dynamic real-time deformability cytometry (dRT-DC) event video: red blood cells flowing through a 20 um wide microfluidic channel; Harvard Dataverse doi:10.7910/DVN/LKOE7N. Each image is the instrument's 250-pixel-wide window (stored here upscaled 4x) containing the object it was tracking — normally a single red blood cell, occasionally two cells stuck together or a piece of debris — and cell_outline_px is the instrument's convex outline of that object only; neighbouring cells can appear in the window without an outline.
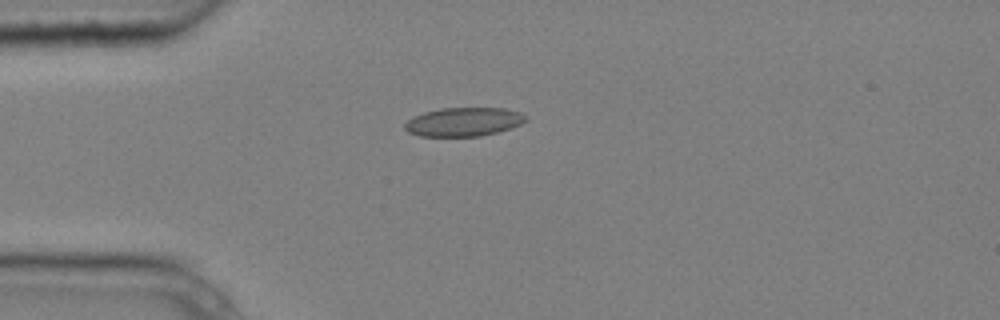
{"species": "common noctule bat (a hibernating species)", "species_latin": "Nyctalus noctula", "temperature_condition": "cold", "stored_images_in_passage": 5, "camera_frame_rate_fps": 3000, "um_per_image_px": 0.085, "animal": {"sex": "male", "body_mass_g": 20.4}, "frame": {"image": 1, "passage_image": 3, "time_ms": 0.667, "image_size_px": [1000, 320], "cell_outline_px": [[528, 120], [512, 128], [480, 136], [420, 136], [408, 132], [404, 128], [404, 124], [408, 120], [424, 112], [440, 108], [504, 108], [520, 112], [528, 116]], "centroid_in_image_um": [39.44, 10.35], "position_along_channel_um": 45.6, "area_um2": 20.29}}
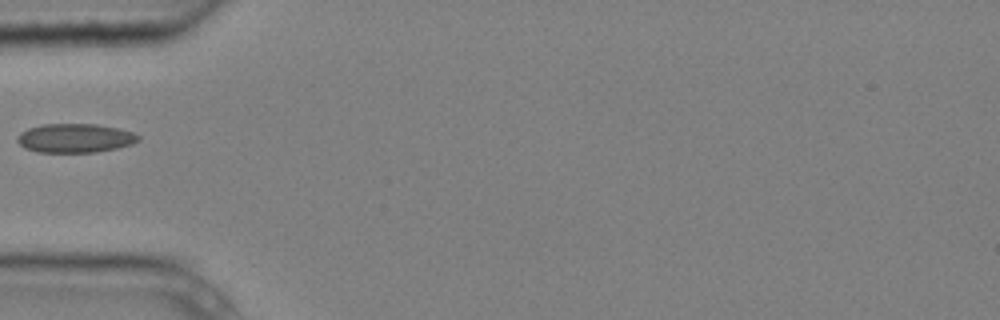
{"frame": {"image": 2, "passage_image": 4, "time_ms": 1.0, "image_size_px": [1000, 320], "cell_outline_px": [[140, 140], [132, 144], [116, 148], [96, 152], [36, 152], [24, 148], [16, 140], [16, 136], [20, 132], [28, 128], [44, 124], [96, 124], [116, 128], [132, 132], [140, 136]], "centroid_in_image_um": [6.35, 11.74], "position_along_channel_um": 78.7, "area_um2": 20.46}}
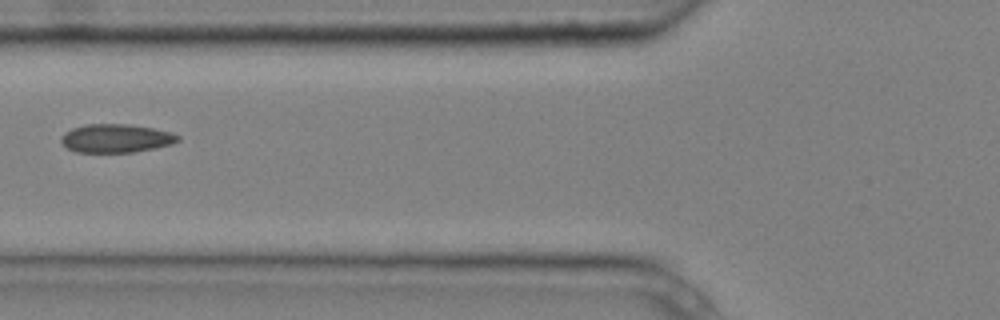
{"frame": {"image": 3, "passage_image": 5, "time_ms": 1.333, "image_size_px": [1000, 320], "cell_outline_px": [[180, 140], [172, 144], [132, 152], [76, 152], [68, 148], [60, 140], [60, 136], [64, 132], [72, 128], [84, 124], [128, 124], [152, 128], [172, 132], [180, 136]], "centroid_in_image_um": [9.84, 11.74], "position_along_channel_um": 116.0, "area_um2": 19.36}}